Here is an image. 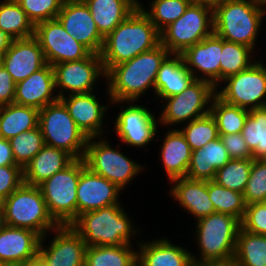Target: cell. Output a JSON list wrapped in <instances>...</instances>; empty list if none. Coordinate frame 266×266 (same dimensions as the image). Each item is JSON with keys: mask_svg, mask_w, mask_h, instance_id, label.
I'll return each instance as SVG.
<instances>
[{"mask_svg": "<svg viewBox=\"0 0 266 266\" xmlns=\"http://www.w3.org/2000/svg\"><path fill=\"white\" fill-rule=\"evenodd\" d=\"M15 89V81L0 64V107L14 103Z\"/></svg>", "mask_w": 266, "mask_h": 266, "instance_id": "obj_48", "label": "cell"}, {"mask_svg": "<svg viewBox=\"0 0 266 266\" xmlns=\"http://www.w3.org/2000/svg\"><path fill=\"white\" fill-rule=\"evenodd\" d=\"M105 38L136 8L129 0H83Z\"/></svg>", "mask_w": 266, "mask_h": 266, "instance_id": "obj_30", "label": "cell"}, {"mask_svg": "<svg viewBox=\"0 0 266 266\" xmlns=\"http://www.w3.org/2000/svg\"><path fill=\"white\" fill-rule=\"evenodd\" d=\"M169 56L161 63L155 81V92L163 99L183 92L199 79L189 71L181 54H175L172 59Z\"/></svg>", "mask_w": 266, "mask_h": 266, "instance_id": "obj_27", "label": "cell"}, {"mask_svg": "<svg viewBox=\"0 0 266 266\" xmlns=\"http://www.w3.org/2000/svg\"><path fill=\"white\" fill-rule=\"evenodd\" d=\"M0 266H28V261L25 262H4Z\"/></svg>", "mask_w": 266, "mask_h": 266, "instance_id": "obj_54", "label": "cell"}, {"mask_svg": "<svg viewBox=\"0 0 266 266\" xmlns=\"http://www.w3.org/2000/svg\"><path fill=\"white\" fill-rule=\"evenodd\" d=\"M170 55L160 43L154 49L143 52L133 59L113 66L107 73L111 101H135L155 81L161 63Z\"/></svg>", "mask_w": 266, "mask_h": 266, "instance_id": "obj_2", "label": "cell"}, {"mask_svg": "<svg viewBox=\"0 0 266 266\" xmlns=\"http://www.w3.org/2000/svg\"><path fill=\"white\" fill-rule=\"evenodd\" d=\"M253 158L230 159L216 171L213 181L230 190L244 193L251 171Z\"/></svg>", "mask_w": 266, "mask_h": 266, "instance_id": "obj_38", "label": "cell"}, {"mask_svg": "<svg viewBox=\"0 0 266 266\" xmlns=\"http://www.w3.org/2000/svg\"><path fill=\"white\" fill-rule=\"evenodd\" d=\"M171 182L176 183L171 189L173 197L198 220L215 213L214 204L209 199L208 181L183 177L173 179Z\"/></svg>", "mask_w": 266, "mask_h": 266, "instance_id": "obj_26", "label": "cell"}, {"mask_svg": "<svg viewBox=\"0 0 266 266\" xmlns=\"http://www.w3.org/2000/svg\"><path fill=\"white\" fill-rule=\"evenodd\" d=\"M250 47L223 40L220 60V80L248 69L253 63L249 62Z\"/></svg>", "mask_w": 266, "mask_h": 266, "instance_id": "obj_40", "label": "cell"}, {"mask_svg": "<svg viewBox=\"0 0 266 266\" xmlns=\"http://www.w3.org/2000/svg\"><path fill=\"white\" fill-rule=\"evenodd\" d=\"M192 149L180 130H171L164 139L162 162L170 180L186 177Z\"/></svg>", "mask_w": 266, "mask_h": 266, "instance_id": "obj_29", "label": "cell"}, {"mask_svg": "<svg viewBox=\"0 0 266 266\" xmlns=\"http://www.w3.org/2000/svg\"><path fill=\"white\" fill-rule=\"evenodd\" d=\"M55 87L71 91L70 94L90 93L96 79L106 72L100 54L91 53L88 57L72 62L53 65Z\"/></svg>", "mask_w": 266, "mask_h": 266, "instance_id": "obj_15", "label": "cell"}, {"mask_svg": "<svg viewBox=\"0 0 266 266\" xmlns=\"http://www.w3.org/2000/svg\"><path fill=\"white\" fill-rule=\"evenodd\" d=\"M234 260L239 266H266V236L239 229Z\"/></svg>", "mask_w": 266, "mask_h": 266, "instance_id": "obj_34", "label": "cell"}, {"mask_svg": "<svg viewBox=\"0 0 266 266\" xmlns=\"http://www.w3.org/2000/svg\"><path fill=\"white\" fill-rule=\"evenodd\" d=\"M34 25L56 19L64 0H15Z\"/></svg>", "mask_w": 266, "mask_h": 266, "instance_id": "obj_44", "label": "cell"}, {"mask_svg": "<svg viewBox=\"0 0 266 266\" xmlns=\"http://www.w3.org/2000/svg\"><path fill=\"white\" fill-rule=\"evenodd\" d=\"M139 246L137 266H190L193 262L191 253L174 246L166 238Z\"/></svg>", "mask_w": 266, "mask_h": 266, "instance_id": "obj_28", "label": "cell"}, {"mask_svg": "<svg viewBox=\"0 0 266 266\" xmlns=\"http://www.w3.org/2000/svg\"><path fill=\"white\" fill-rule=\"evenodd\" d=\"M213 28V8L190 4L180 18L160 32V43L171 55L182 54L187 48L211 36Z\"/></svg>", "mask_w": 266, "mask_h": 266, "instance_id": "obj_9", "label": "cell"}, {"mask_svg": "<svg viewBox=\"0 0 266 266\" xmlns=\"http://www.w3.org/2000/svg\"><path fill=\"white\" fill-rule=\"evenodd\" d=\"M155 116L142 106L130 105L120 112L116 120V132L130 146H145L156 135Z\"/></svg>", "mask_w": 266, "mask_h": 266, "instance_id": "obj_19", "label": "cell"}, {"mask_svg": "<svg viewBox=\"0 0 266 266\" xmlns=\"http://www.w3.org/2000/svg\"><path fill=\"white\" fill-rule=\"evenodd\" d=\"M215 90L210 82L195 79L183 92L165 98L168 104L160 117L161 122L172 125L187 119L193 121L209 114L210 108L204 109L216 95Z\"/></svg>", "mask_w": 266, "mask_h": 266, "instance_id": "obj_13", "label": "cell"}, {"mask_svg": "<svg viewBox=\"0 0 266 266\" xmlns=\"http://www.w3.org/2000/svg\"><path fill=\"white\" fill-rule=\"evenodd\" d=\"M198 244L201 259L193 262L208 263L234 259L241 221L226 213H212L198 220Z\"/></svg>", "mask_w": 266, "mask_h": 266, "instance_id": "obj_7", "label": "cell"}, {"mask_svg": "<svg viewBox=\"0 0 266 266\" xmlns=\"http://www.w3.org/2000/svg\"><path fill=\"white\" fill-rule=\"evenodd\" d=\"M28 266H49V264L39 253H37L28 261Z\"/></svg>", "mask_w": 266, "mask_h": 266, "instance_id": "obj_51", "label": "cell"}, {"mask_svg": "<svg viewBox=\"0 0 266 266\" xmlns=\"http://www.w3.org/2000/svg\"><path fill=\"white\" fill-rule=\"evenodd\" d=\"M54 88V69L47 64L28 78L16 83L14 103L40 110L59 100L58 96L51 97Z\"/></svg>", "mask_w": 266, "mask_h": 266, "instance_id": "obj_21", "label": "cell"}, {"mask_svg": "<svg viewBox=\"0 0 266 266\" xmlns=\"http://www.w3.org/2000/svg\"><path fill=\"white\" fill-rule=\"evenodd\" d=\"M23 182V169L20 166H0V201L6 199Z\"/></svg>", "mask_w": 266, "mask_h": 266, "instance_id": "obj_46", "label": "cell"}, {"mask_svg": "<svg viewBox=\"0 0 266 266\" xmlns=\"http://www.w3.org/2000/svg\"><path fill=\"white\" fill-rule=\"evenodd\" d=\"M16 165L22 169L45 145L39 125L9 139Z\"/></svg>", "mask_w": 266, "mask_h": 266, "instance_id": "obj_39", "label": "cell"}, {"mask_svg": "<svg viewBox=\"0 0 266 266\" xmlns=\"http://www.w3.org/2000/svg\"><path fill=\"white\" fill-rule=\"evenodd\" d=\"M85 168L83 158L75 159L38 185L50 216L59 226L71 225L77 219V184Z\"/></svg>", "mask_w": 266, "mask_h": 266, "instance_id": "obj_6", "label": "cell"}, {"mask_svg": "<svg viewBox=\"0 0 266 266\" xmlns=\"http://www.w3.org/2000/svg\"><path fill=\"white\" fill-rule=\"evenodd\" d=\"M222 49L223 39L213 33L201 42L187 48L181 55L193 76L194 70L189 65L207 75L201 79L210 82L216 88L218 81H220Z\"/></svg>", "mask_w": 266, "mask_h": 266, "instance_id": "obj_22", "label": "cell"}, {"mask_svg": "<svg viewBox=\"0 0 266 266\" xmlns=\"http://www.w3.org/2000/svg\"><path fill=\"white\" fill-rule=\"evenodd\" d=\"M4 225L3 203L0 201V228Z\"/></svg>", "mask_w": 266, "mask_h": 266, "instance_id": "obj_55", "label": "cell"}, {"mask_svg": "<svg viewBox=\"0 0 266 266\" xmlns=\"http://www.w3.org/2000/svg\"><path fill=\"white\" fill-rule=\"evenodd\" d=\"M208 194L210 201L214 204L215 212L226 213L242 221L246 209L243 193L230 190L210 180Z\"/></svg>", "mask_w": 266, "mask_h": 266, "instance_id": "obj_37", "label": "cell"}, {"mask_svg": "<svg viewBox=\"0 0 266 266\" xmlns=\"http://www.w3.org/2000/svg\"><path fill=\"white\" fill-rule=\"evenodd\" d=\"M243 198L246 205L266 200V159H253Z\"/></svg>", "mask_w": 266, "mask_h": 266, "instance_id": "obj_43", "label": "cell"}, {"mask_svg": "<svg viewBox=\"0 0 266 266\" xmlns=\"http://www.w3.org/2000/svg\"><path fill=\"white\" fill-rule=\"evenodd\" d=\"M224 80L228 81L227 86L215 93L225 103L246 110L266 106V101L262 100L266 95V67L263 64L253 62L248 69Z\"/></svg>", "mask_w": 266, "mask_h": 266, "instance_id": "obj_11", "label": "cell"}, {"mask_svg": "<svg viewBox=\"0 0 266 266\" xmlns=\"http://www.w3.org/2000/svg\"><path fill=\"white\" fill-rule=\"evenodd\" d=\"M0 29L14 39L34 36L35 25L15 0L0 3Z\"/></svg>", "mask_w": 266, "mask_h": 266, "instance_id": "obj_32", "label": "cell"}, {"mask_svg": "<svg viewBox=\"0 0 266 266\" xmlns=\"http://www.w3.org/2000/svg\"><path fill=\"white\" fill-rule=\"evenodd\" d=\"M40 239L32 230L3 225L0 228V263L29 261L38 253Z\"/></svg>", "mask_w": 266, "mask_h": 266, "instance_id": "obj_23", "label": "cell"}, {"mask_svg": "<svg viewBox=\"0 0 266 266\" xmlns=\"http://www.w3.org/2000/svg\"><path fill=\"white\" fill-rule=\"evenodd\" d=\"M120 190L114 183L86 167L80 173L77 184V218L82 213L120 204L117 202Z\"/></svg>", "mask_w": 266, "mask_h": 266, "instance_id": "obj_18", "label": "cell"}, {"mask_svg": "<svg viewBox=\"0 0 266 266\" xmlns=\"http://www.w3.org/2000/svg\"><path fill=\"white\" fill-rule=\"evenodd\" d=\"M56 19L69 35L75 37L91 53L100 54L104 37L83 0H64Z\"/></svg>", "mask_w": 266, "mask_h": 266, "instance_id": "obj_14", "label": "cell"}, {"mask_svg": "<svg viewBox=\"0 0 266 266\" xmlns=\"http://www.w3.org/2000/svg\"><path fill=\"white\" fill-rule=\"evenodd\" d=\"M258 4L263 7L262 5H266V0H256Z\"/></svg>", "mask_w": 266, "mask_h": 266, "instance_id": "obj_57", "label": "cell"}, {"mask_svg": "<svg viewBox=\"0 0 266 266\" xmlns=\"http://www.w3.org/2000/svg\"><path fill=\"white\" fill-rule=\"evenodd\" d=\"M180 131L192 151L202 148L208 142L219 137L217 123L211 113L189 121L188 125Z\"/></svg>", "mask_w": 266, "mask_h": 266, "instance_id": "obj_42", "label": "cell"}, {"mask_svg": "<svg viewBox=\"0 0 266 266\" xmlns=\"http://www.w3.org/2000/svg\"><path fill=\"white\" fill-rule=\"evenodd\" d=\"M130 245L86 247L85 266H137V253Z\"/></svg>", "mask_w": 266, "mask_h": 266, "instance_id": "obj_33", "label": "cell"}, {"mask_svg": "<svg viewBox=\"0 0 266 266\" xmlns=\"http://www.w3.org/2000/svg\"><path fill=\"white\" fill-rule=\"evenodd\" d=\"M61 92L57 95L65 105L69 115L87 138H97L102 132V119L107 106L100 105L95 95L90 93L70 94L69 98Z\"/></svg>", "mask_w": 266, "mask_h": 266, "instance_id": "obj_20", "label": "cell"}, {"mask_svg": "<svg viewBox=\"0 0 266 266\" xmlns=\"http://www.w3.org/2000/svg\"><path fill=\"white\" fill-rule=\"evenodd\" d=\"M204 264L205 266H239L238 263L234 259L227 260V261L208 262Z\"/></svg>", "mask_w": 266, "mask_h": 266, "instance_id": "obj_53", "label": "cell"}, {"mask_svg": "<svg viewBox=\"0 0 266 266\" xmlns=\"http://www.w3.org/2000/svg\"><path fill=\"white\" fill-rule=\"evenodd\" d=\"M38 125L45 145L64 150L74 159L84 157L88 138L60 100L39 110Z\"/></svg>", "mask_w": 266, "mask_h": 266, "instance_id": "obj_8", "label": "cell"}, {"mask_svg": "<svg viewBox=\"0 0 266 266\" xmlns=\"http://www.w3.org/2000/svg\"><path fill=\"white\" fill-rule=\"evenodd\" d=\"M191 4L190 0H153L151 12L142 10L150 18L156 29L161 32L180 18Z\"/></svg>", "mask_w": 266, "mask_h": 266, "instance_id": "obj_41", "label": "cell"}, {"mask_svg": "<svg viewBox=\"0 0 266 266\" xmlns=\"http://www.w3.org/2000/svg\"><path fill=\"white\" fill-rule=\"evenodd\" d=\"M129 1L136 9H142L140 3L137 0H129Z\"/></svg>", "mask_w": 266, "mask_h": 266, "instance_id": "obj_56", "label": "cell"}, {"mask_svg": "<svg viewBox=\"0 0 266 266\" xmlns=\"http://www.w3.org/2000/svg\"><path fill=\"white\" fill-rule=\"evenodd\" d=\"M12 38L8 36L6 33H4L0 29V58L7 52L9 49V46L12 42Z\"/></svg>", "mask_w": 266, "mask_h": 266, "instance_id": "obj_50", "label": "cell"}, {"mask_svg": "<svg viewBox=\"0 0 266 266\" xmlns=\"http://www.w3.org/2000/svg\"><path fill=\"white\" fill-rule=\"evenodd\" d=\"M230 159L227 149L218 137L202 148L192 151L186 178L200 181L213 180L216 171L222 168Z\"/></svg>", "mask_w": 266, "mask_h": 266, "instance_id": "obj_25", "label": "cell"}, {"mask_svg": "<svg viewBox=\"0 0 266 266\" xmlns=\"http://www.w3.org/2000/svg\"><path fill=\"white\" fill-rule=\"evenodd\" d=\"M212 100L210 113L216 120L219 135L241 133L249 110L227 104L216 95Z\"/></svg>", "mask_w": 266, "mask_h": 266, "instance_id": "obj_36", "label": "cell"}, {"mask_svg": "<svg viewBox=\"0 0 266 266\" xmlns=\"http://www.w3.org/2000/svg\"><path fill=\"white\" fill-rule=\"evenodd\" d=\"M160 44V32L142 9H135L104 38L100 57L107 73L113 66L129 61Z\"/></svg>", "mask_w": 266, "mask_h": 266, "instance_id": "obj_1", "label": "cell"}, {"mask_svg": "<svg viewBox=\"0 0 266 266\" xmlns=\"http://www.w3.org/2000/svg\"><path fill=\"white\" fill-rule=\"evenodd\" d=\"M190 266H205V264L192 262Z\"/></svg>", "mask_w": 266, "mask_h": 266, "instance_id": "obj_58", "label": "cell"}, {"mask_svg": "<svg viewBox=\"0 0 266 266\" xmlns=\"http://www.w3.org/2000/svg\"><path fill=\"white\" fill-rule=\"evenodd\" d=\"M241 134L253 159H266V106L249 110Z\"/></svg>", "mask_w": 266, "mask_h": 266, "instance_id": "obj_35", "label": "cell"}, {"mask_svg": "<svg viewBox=\"0 0 266 266\" xmlns=\"http://www.w3.org/2000/svg\"><path fill=\"white\" fill-rule=\"evenodd\" d=\"M119 204L82 213L71 224L86 247L130 244L131 222Z\"/></svg>", "mask_w": 266, "mask_h": 266, "instance_id": "obj_4", "label": "cell"}, {"mask_svg": "<svg viewBox=\"0 0 266 266\" xmlns=\"http://www.w3.org/2000/svg\"><path fill=\"white\" fill-rule=\"evenodd\" d=\"M34 36L40 43L47 64L51 66L84 59L91 54L75 37L67 33L57 19L37 23Z\"/></svg>", "mask_w": 266, "mask_h": 266, "instance_id": "obj_12", "label": "cell"}, {"mask_svg": "<svg viewBox=\"0 0 266 266\" xmlns=\"http://www.w3.org/2000/svg\"><path fill=\"white\" fill-rule=\"evenodd\" d=\"M74 160L66 151L44 145L23 169L24 183L38 186Z\"/></svg>", "mask_w": 266, "mask_h": 266, "instance_id": "obj_24", "label": "cell"}, {"mask_svg": "<svg viewBox=\"0 0 266 266\" xmlns=\"http://www.w3.org/2000/svg\"><path fill=\"white\" fill-rule=\"evenodd\" d=\"M57 235L48 249H43L40 239L38 253L49 266H85L86 245L71 225L58 226Z\"/></svg>", "mask_w": 266, "mask_h": 266, "instance_id": "obj_17", "label": "cell"}, {"mask_svg": "<svg viewBox=\"0 0 266 266\" xmlns=\"http://www.w3.org/2000/svg\"><path fill=\"white\" fill-rule=\"evenodd\" d=\"M231 159L253 158L241 133L219 135Z\"/></svg>", "mask_w": 266, "mask_h": 266, "instance_id": "obj_47", "label": "cell"}, {"mask_svg": "<svg viewBox=\"0 0 266 266\" xmlns=\"http://www.w3.org/2000/svg\"><path fill=\"white\" fill-rule=\"evenodd\" d=\"M241 227L248 232L266 236V200L246 205Z\"/></svg>", "mask_w": 266, "mask_h": 266, "instance_id": "obj_45", "label": "cell"}, {"mask_svg": "<svg viewBox=\"0 0 266 266\" xmlns=\"http://www.w3.org/2000/svg\"><path fill=\"white\" fill-rule=\"evenodd\" d=\"M16 165L8 139L0 138V166Z\"/></svg>", "mask_w": 266, "mask_h": 266, "instance_id": "obj_49", "label": "cell"}, {"mask_svg": "<svg viewBox=\"0 0 266 266\" xmlns=\"http://www.w3.org/2000/svg\"><path fill=\"white\" fill-rule=\"evenodd\" d=\"M265 13L256 0H222L213 9L214 34L253 49Z\"/></svg>", "mask_w": 266, "mask_h": 266, "instance_id": "obj_3", "label": "cell"}, {"mask_svg": "<svg viewBox=\"0 0 266 266\" xmlns=\"http://www.w3.org/2000/svg\"><path fill=\"white\" fill-rule=\"evenodd\" d=\"M2 203L4 225L32 230L41 238L48 229L59 226L50 216L38 186L23 182Z\"/></svg>", "mask_w": 266, "mask_h": 266, "instance_id": "obj_5", "label": "cell"}, {"mask_svg": "<svg viewBox=\"0 0 266 266\" xmlns=\"http://www.w3.org/2000/svg\"><path fill=\"white\" fill-rule=\"evenodd\" d=\"M92 139L88 138L83 157L86 167L122 189L142 168L111 148L107 141L91 142Z\"/></svg>", "mask_w": 266, "mask_h": 266, "instance_id": "obj_10", "label": "cell"}, {"mask_svg": "<svg viewBox=\"0 0 266 266\" xmlns=\"http://www.w3.org/2000/svg\"><path fill=\"white\" fill-rule=\"evenodd\" d=\"M1 65L15 83L24 80L47 65L44 52L35 36L12 40L1 57Z\"/></svg>", "mask_w": 266, "mask_h": 266, "instance_id": "obj_16", "label": "cell"}, {"mask_svg": "<svg viewBox=\"0 0 266 266\" xmlns=\"http://www.w3.org/2000/svg\"><path fill=\"white\" fill-rule=\"evenodd\" d=\"M222 0H190L191 4L206 5L215 8Z\"/></svg>", "mask_w": 266, "mask_h": 266, "instance_id": "obj_52", "label": "cell"}, {"mask_svg": "<svg viewBox=\"0 0 266 266\" xmlns=\"http://www.w3.org/2000/svg\"><path fill=\"white\" fill-rule=\"evenodd\" d=\"M39 110L15 103L0 107V135L10 139L38 126Z\"/></svg>", "mask_w": 266, "mask_h": 266, "instance_id": "obj_31", "label": "cell"}]
</instances>
